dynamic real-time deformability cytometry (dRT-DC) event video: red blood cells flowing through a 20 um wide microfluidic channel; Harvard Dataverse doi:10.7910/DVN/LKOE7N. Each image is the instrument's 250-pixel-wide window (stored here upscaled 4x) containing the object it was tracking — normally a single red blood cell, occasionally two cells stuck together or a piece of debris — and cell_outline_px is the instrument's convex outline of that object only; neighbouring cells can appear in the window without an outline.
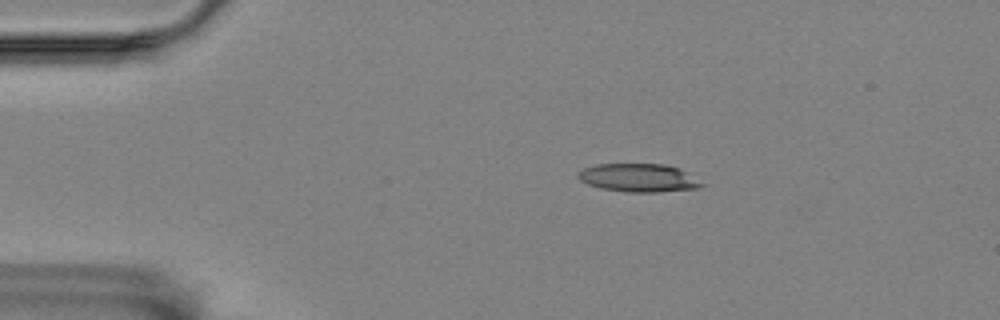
{"species": "Egyptian fruit bat (a non-hibernating species)", "species_latin": "Rousettus aegyptiacus", "temperature_condition": "room temperature", "stored_images_in_passage": 7, "camera_frame_rate_fps": 3000, "um_per_image_px": 0.085, "animal": {"sex": "female"}, "frame": {"image": 1, "passage_image": 1, "time_ms": 0.0, "image_size_px": [1000, 320], "cell_outline_px": [[704, 184], [700, 188], [660, 192], [628, 192], [600, 188], [588, 184], [580, 180], [576, 176], [584, 168], [596, 164], [664, 164], [680, 168]], "centroid_in_image_um": [54.28, 15.11], "position_along_channel_um": 30.7, "area_um2": 20.29}}
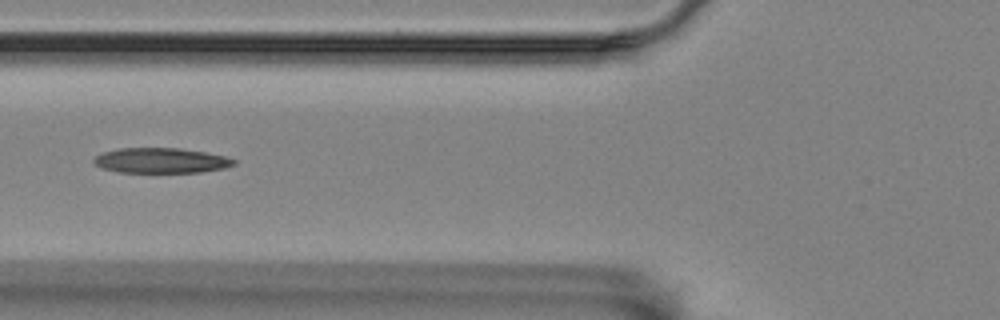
{"frame": {"image": 2, "passage_image": 4, "time_ms": 1.0, "image_size_px": [1000, 320], "cell_outline_px": [[236, 164], [224, 168], [200, 172], [120, 172], [100, 168], [92, 160], [96, 156], [104, 152], [116, 148], [180, 148], [204, 152], [224, 156], [236, 160]], "centroid_in_image_um": [13.67, 13.64], "position_along_channel_um": 112.1, "area_um2": 20.46}}
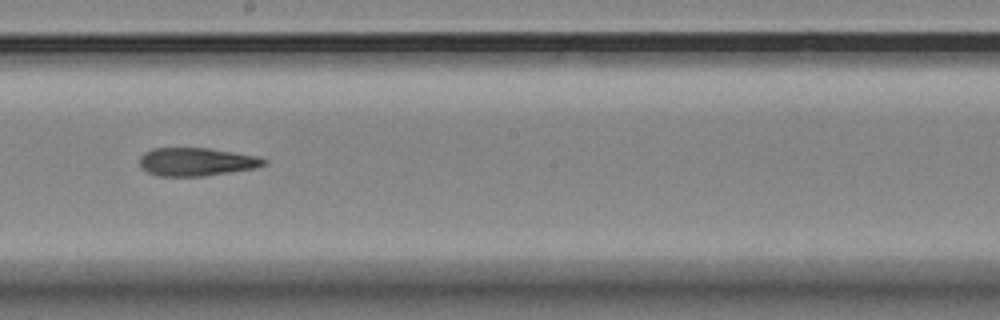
{"frame": {"image": 3, "passage_image": 7, "time_ms": 2.0, "image_size_px": [1000, 320], "cell_outline_px": [[268, 164], [256, 168], [204, 176], [156, 176], [140, 168], [140, 156], [144, 152], [152, 148], [208, 148], [256, 156], [268, 160]], "centroid_in_image_um": [16.68, 13.76], "position_along_channel_um": 231.5, "area_um2": 20.52}}